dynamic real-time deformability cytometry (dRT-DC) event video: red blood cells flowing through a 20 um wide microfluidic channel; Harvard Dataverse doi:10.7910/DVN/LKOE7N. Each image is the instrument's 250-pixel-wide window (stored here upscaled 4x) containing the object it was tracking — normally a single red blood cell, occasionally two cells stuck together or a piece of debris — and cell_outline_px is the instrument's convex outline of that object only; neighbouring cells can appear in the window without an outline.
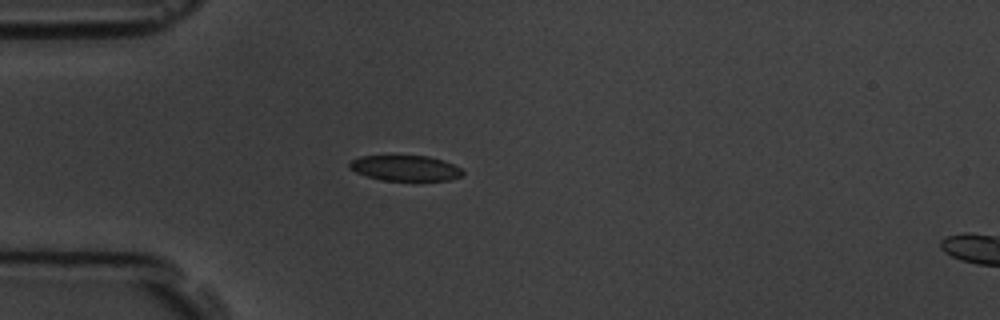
{"species": "common noctule bat (a hibernating species)", "species_latin": "Nyctalus noctula", "temperature_condition": "room temperature", "stored_images_in_passage": 6, "camera_frame_rate_fps": 3000, "um_per_image_px": 0.085, "animal": {"sex": "male", "body_mass_g": 19.5, "forearm_length_mm": 54.6}, "frame": {"image": 1, "passage_image": 4, "time_ms": 3.667, "image_size_px": [1000, 320], "cell_outline_px": [[464, 172], [460, 176], [448, 180], [384, 180], [368, 176], [356, 172], [348, 168], [348, 164], [352, 160], [360, 156], [428, 156], [444, 160], [460, 168]], "centroid_in_image_um": [34.44, 14.28], "position_along_channel_um": 50.6, "area_um2": 16.59}}
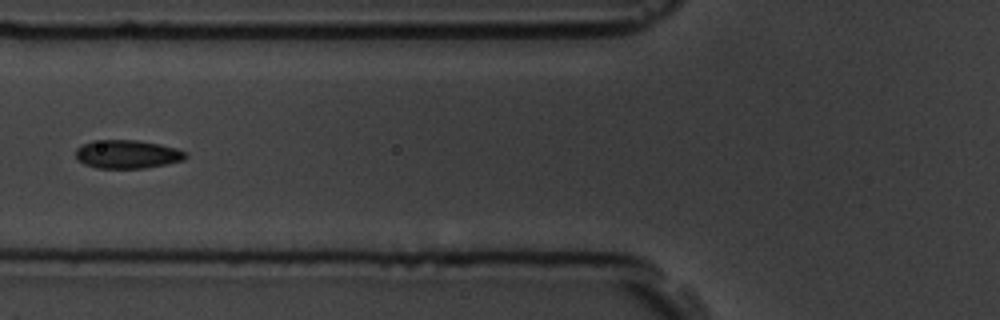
{"frame": {"image": 2, "passage_image": 6, "time_ms": 5.667, "image_size_px": [1000, 320], "cell_outline_px": [[188, 156], [184, 160], [144, 168], [96, 168], [84, 164], [76, 160], [76, 148], [92, 140], [136, 140], [160, 144], [176, 148], [188, 152]], "centroid_in_image_um": [10.81, 13.11], "position_along_channel_um": 115.0, "area_um2": 18.32}}